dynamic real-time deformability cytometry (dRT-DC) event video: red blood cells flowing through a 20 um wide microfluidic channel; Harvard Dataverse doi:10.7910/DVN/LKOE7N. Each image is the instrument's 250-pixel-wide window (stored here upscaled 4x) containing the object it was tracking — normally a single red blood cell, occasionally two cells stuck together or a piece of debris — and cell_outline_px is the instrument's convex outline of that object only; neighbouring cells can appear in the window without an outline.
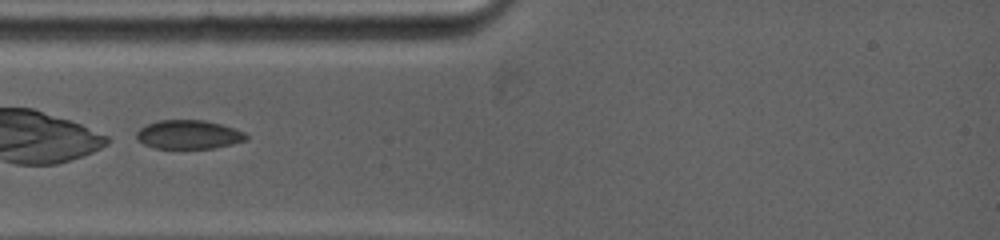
{"species": "common noctule bat (a hibernating species)", "species_latin": "Nyctalus noctula", "temperature_condition": "warm", "stored_images_in_passage": 5, "camera_frame_rate_fps": 5000, "um_per_image_px": 0.085, "animal": {"sex": "female", "body_mass_g": 19.0, "forearm_length_mm": 53.3}, "frame": {"image": 1, "passage_image": 2, "time_ms": 0.6, "image_size_px": [1000, 240], "cell_outline_px": [[248, 140], [232, 144], [212, 148], [156, 148], [144, 144], [136, 140], [136, 132], [140, 128], [156, 120], [204, 120], [220, 124], [244, 132], [248, 136]], "centroid_in_image_um": [16.02, 11.44], "position_along_channel_um": 69.0, "area_um2": 18.38}}
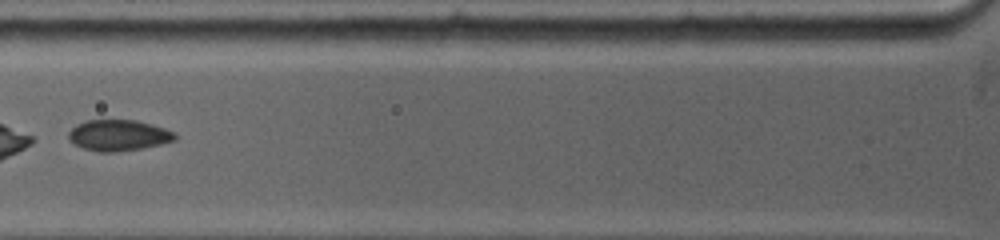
{"frame": {"image": 2, "passage_image": 4, "time_ms": 1.8, "image_size_px": [1000, 240], "cell_outline_px": [[176, 140], [160, 144], [140, 148], [116, 152], [100, 152], [84, 148], [68, 140], [68, 132], [76, 124], [88, 120], [136, 120], [152, 124], [164, 128], [172, 132], [176, 136]], "centroid_in_image_um": [10.04, 11.49], "position_along_channel_um": 115.8, "area_um2": 19.07}}